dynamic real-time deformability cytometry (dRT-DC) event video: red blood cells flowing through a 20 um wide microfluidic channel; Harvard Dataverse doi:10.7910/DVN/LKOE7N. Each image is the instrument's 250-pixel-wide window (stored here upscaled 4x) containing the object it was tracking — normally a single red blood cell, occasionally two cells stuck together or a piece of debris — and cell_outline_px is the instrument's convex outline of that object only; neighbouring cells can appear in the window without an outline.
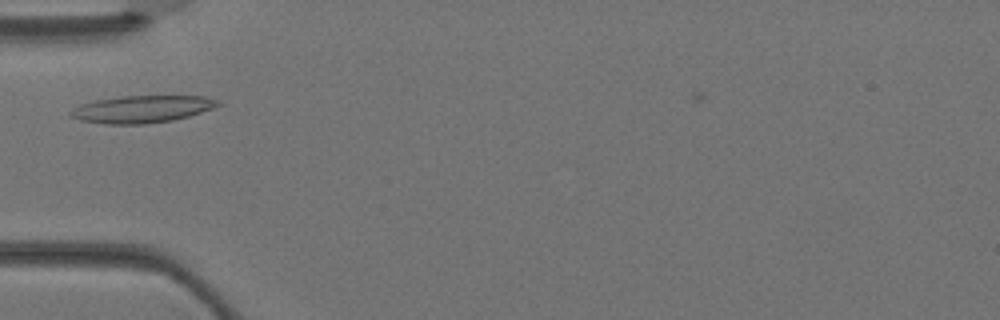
{"species": "Egyptian fruit bat (a non-hibernating species)", "species_latin": "Rousettus aegyptiacus", "temperature_condition": "warm", "stored_images_in_passage": 2, "camera_frame_rate_fps": 3000, "um_per_image_px": 0.085, "animal": {"sex": "female"}, "frame": {"image": 1, "passage_image": 2, "time_ms": 0.333, "image_size_px": [1000, 320], "cell_outline_px": [[224, 104], [188, 116], [172, 120], [144, 124], [108, 124], [80, 120], [68, 116], [68, 112], [72, 108], [80, 104], [96, 100], [120, 96], [204, 96], [220, 100]], "centroid_in_image_um": [12.05, 9.27], "position_along_channel_um": 73.0, "area_um2": 23.47}}